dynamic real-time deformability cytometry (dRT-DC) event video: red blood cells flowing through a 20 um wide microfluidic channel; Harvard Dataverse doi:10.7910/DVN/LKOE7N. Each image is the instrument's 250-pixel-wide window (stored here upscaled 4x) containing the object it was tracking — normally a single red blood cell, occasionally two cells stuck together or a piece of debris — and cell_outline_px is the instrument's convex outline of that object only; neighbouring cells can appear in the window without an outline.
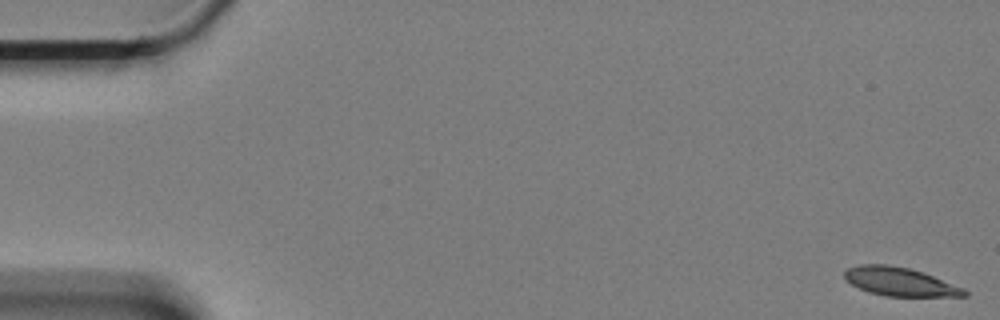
{"species": "Egyptian fruit bat (a non-hibernating species)", "species_latin": "Rousettus aegyptiacus", "temperature_condition": "cold", "stored_images_in_passage": 34, "camera_frame_rate_fps": 3000, "um_per_image_px": 0.085, "animal": {"sex": "female"}, "frame": {"image": 1, "passage_image": 1, "time_ms": 0.0, "image_size_px": [1000, 320], "cell_outline_px": [[968, 296], [884, 296], [868, 292], [844, 280], [844, 272], [848, 268], [860, 264], [888, 264], [908, 268], [924, 272], [964, 288], [968, 292]], "centroid_in_image_um": [76.48, 23.94], "position_along_channel_um": 8.5, "area_um2": 20.0}}
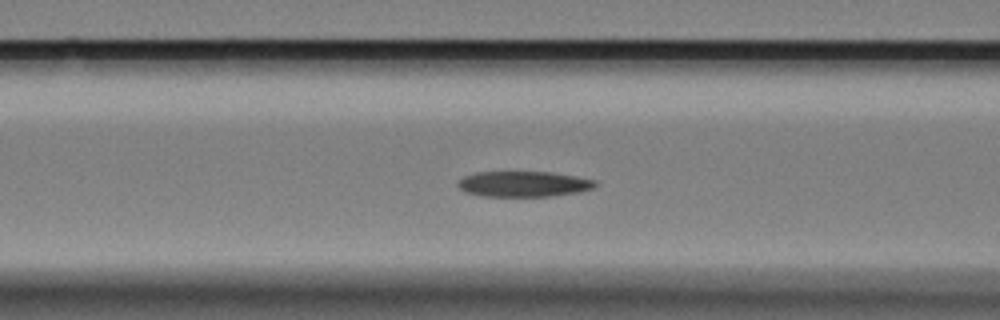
{"frame": {"image": 2, "passage_image": 24, "time_ms": 7.667, "image_size_px": [1000, 320], "cell_outline_px": [[596, 184], [592, 188], [580, 192], [548, 196], [480, 196], [464, 192], [456, 184], [456, 180], [464, 176], [476, 172], [552, 172], [576, 176], [596, 180]], "centroid_in_image_um": [44.45, 15.63], "position_along_channel_um": 122.1, "area_um2": 20.58}}
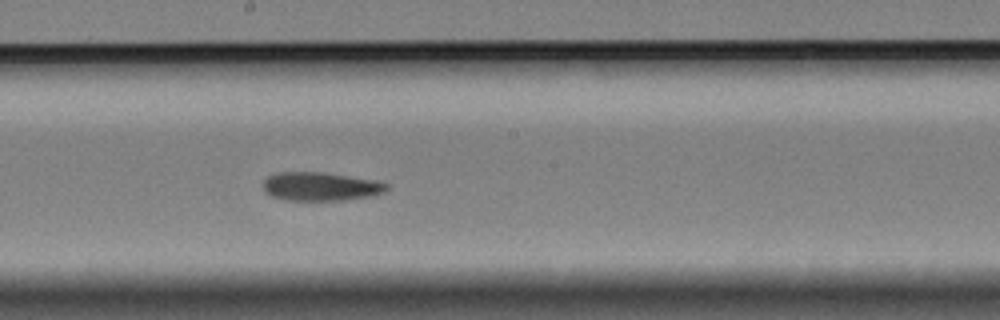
{"frame": {"image": 3, "passage_image": 33, "time_ms": 10.667, "image_size_px": [1000, 320], "cell_outline_px": [[388, 188], [384, 192], [372, 196], [344, 200], [284, 200], [272, 196], [264, 192], [264, 180], [268, 176], [280, 172], [324, 172], [376, 180], [388, 184]], "centroid_in_image_um": [27.26, 15.85], "position_along_channel_um": 220.9, "area_um2": 20.63}}